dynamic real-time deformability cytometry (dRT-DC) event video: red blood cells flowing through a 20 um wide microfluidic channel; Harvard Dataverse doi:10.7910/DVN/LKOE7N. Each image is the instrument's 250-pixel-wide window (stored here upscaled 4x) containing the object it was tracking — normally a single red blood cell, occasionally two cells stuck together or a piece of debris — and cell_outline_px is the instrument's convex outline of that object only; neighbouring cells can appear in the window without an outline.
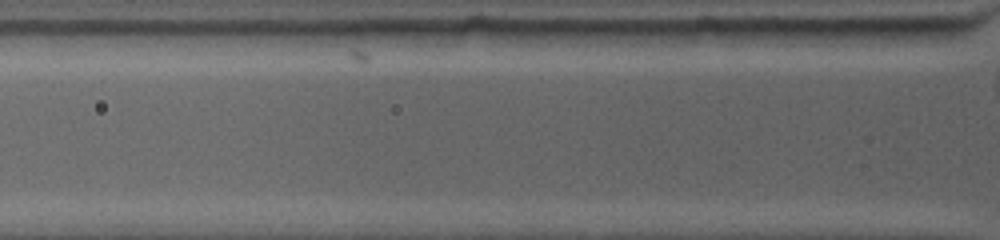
{"species": "common noctule bat (a hibernating species)", "species_latin": "Nyctalus noctula", "temperature_condition": "warm", "stored_images_in_passage": 5, "camera_frame_rate_fps": 4500, "um_per_image_px": 0.085, "animal": {"sex": "female", "body_mass_g": 19.0, "forearm_length_mm": 53.3}, "frame": {"image": 1, "passage_image": 5, "time_ms": 1.556, "image_size_px": [1000, 240], "cell_outline_px": [[792, 28], [764, 44], [688, 48], [680, 32], [696, 28]], "centroid_in_image_um": [62.02, 3.11], "position_along_channel_um": 63.8, "area_um2": 11.96}}